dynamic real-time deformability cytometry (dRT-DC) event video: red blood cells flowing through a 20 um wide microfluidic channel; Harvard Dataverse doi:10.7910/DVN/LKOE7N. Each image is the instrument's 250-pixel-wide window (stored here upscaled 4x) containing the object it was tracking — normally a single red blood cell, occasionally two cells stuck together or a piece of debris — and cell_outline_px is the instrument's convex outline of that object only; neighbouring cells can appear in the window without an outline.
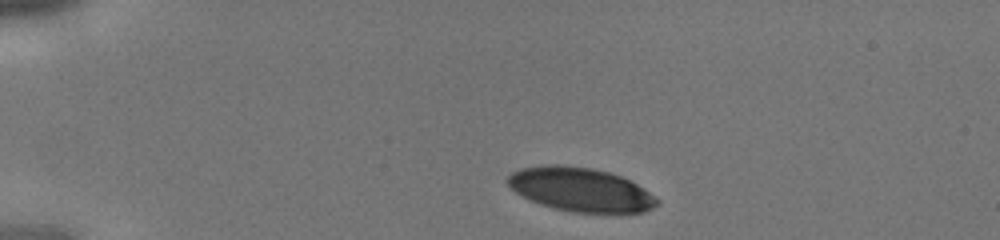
{"species": "human", "species_latin": "Homo sapiens", "temperature_condition": "cold", "stored_images_in_passage": 10, "camera_frame_rate_fps": 3000, "um_per_image_px": 0.085, "donor": {"sex": "male"}, "frame": {"image": 1, "passage_image": 1, "time_ms": 0.0, "image_size_px": [1000, 240], "cell_outline_px": [[660, 204], [644, 212], [572, 212], [556, 208], [532, 200], [516, 192], [508, 184], [508, 176], [512, 172], [520, 168], [548, 164], [560, 164], [592, 168], [608, 172], [620, 176], [636, 184], [660, 200]], "centroid_in_image_um": [49.36, 16.1], "position_along_channel_um": 35.6, "area_um2": 37.63}}
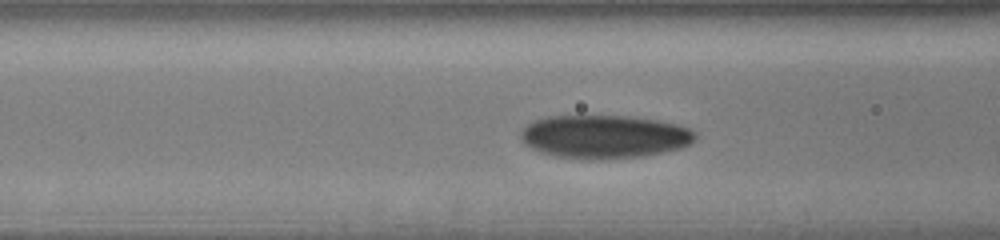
{"frame": {"image": 2, "passage_image": 6, "time_ms": 1.667, "image_size_px": [1000, 240], "cell_outline_px": [[696, 136], [692, 144], [680, 148], [664, 152], [644, 156], [612, 160], [588, 160], [552, 156], [540, 152], [524, 144], [520, 140], [520, 132], [532, 120], [548, 116], [624, 116], [660, 120], [676, 124], [688, 128], [696, 132]], "centroid_in_image_um": [51.35, 11.63], "position_along_channel_um": 115.2, "area_um2": 44.74}}
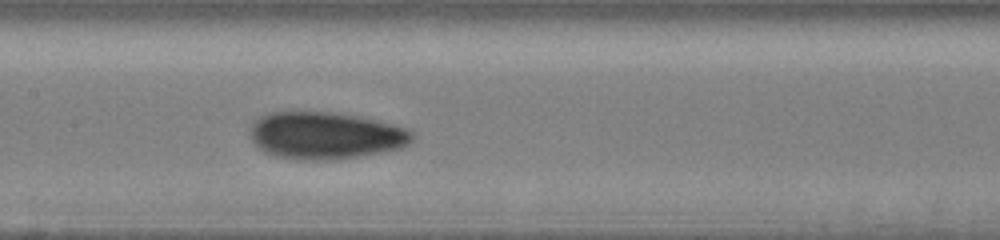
{"frame": {"image": 3, "passage_image": 9, "time_ms": 2.667, "image_size_px": [1000, 240], "cell_outline_px": [[416, 136], [408, 144], [400, 148], [360, 156], [332, 160], [300, 160], [276, 156], [264, 152], [252, 140], [248, 132], [252, 124], [260, 116], [272, 112], [332, 112], [360, 116], [408, 128]], "centroid_in_image_um": [27.66, 11.52], "position_along_channel_um": 179.7, "area_um2": 44.68}}